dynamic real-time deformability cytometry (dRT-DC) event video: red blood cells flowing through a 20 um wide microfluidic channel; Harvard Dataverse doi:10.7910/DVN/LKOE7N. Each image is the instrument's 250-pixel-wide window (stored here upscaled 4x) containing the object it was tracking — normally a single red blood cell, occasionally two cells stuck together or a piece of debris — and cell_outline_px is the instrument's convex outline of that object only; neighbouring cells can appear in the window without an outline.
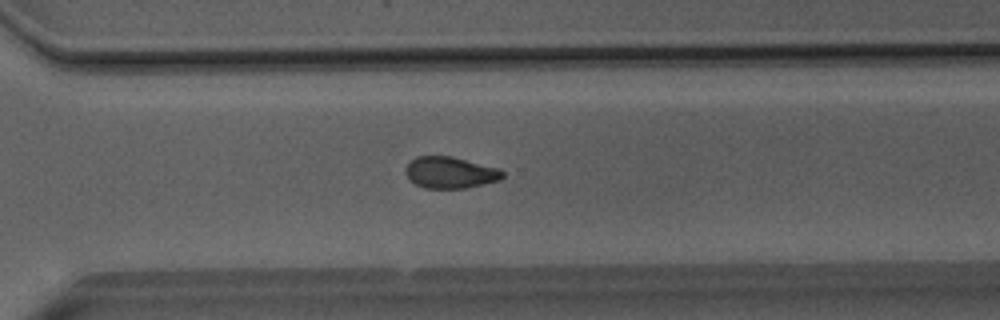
{"species": "Egyptian fruit bat (a non-hibernating species)", "species_latin": "Rousettus aegyptiacus", "temperature_condition": "room temperature", "stored_images_in_passage": 51, "camera_frame_rate_fps": 3000, "um_per_image_px": 0.085, "animal": {"sex": "male"}, "frame": {"image": 1, "passage_image": 37, "time_ms": 12.0, "image_size_px": [1000, 320], "cell_outline_px": [[504, 176], [500, 180], [464, 188], [424, 188], [416, 184], [404, 172], [404, 168], [416, 156], [452, 156], [500, 168], [504, 172]], "centroid_in_image_um": [38.28, 14.65], "position_along_channel_um": 332.3, "area_um2": 17.8}}
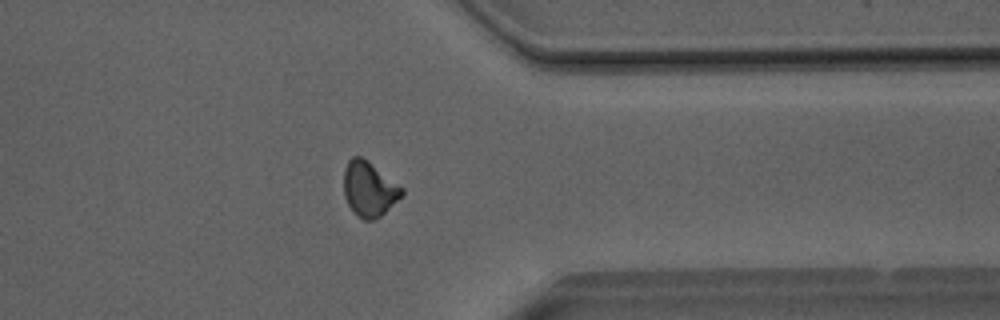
{"frame": {"image": 2, "passage_image": 41, "time_ms": 13.333, "image_size_px": [1000, 320], "cell_outline_px": [[404, 192], [380, 216], [372, 220], [364, 220], [356, 216], [352, 212], [344, 196], [344, 168], [348, 160], [352, 156], [360, 156], [404, 188]], "centroid_in_image_um": [31.33, 16.08], "position_along_channel_um": 380.1, "area_um2": 18.26}}
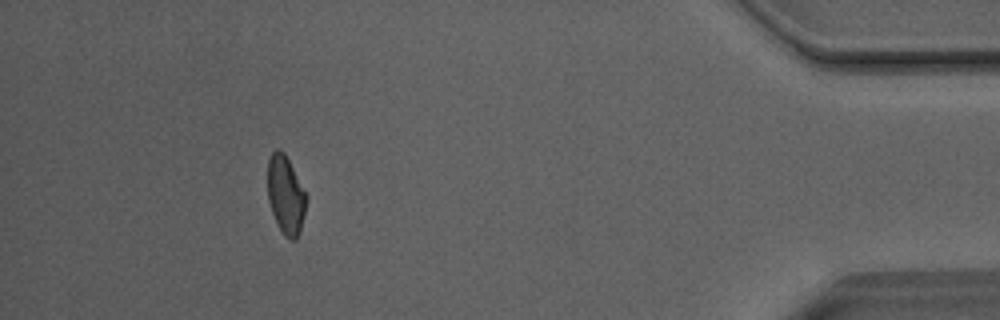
{"frame": {"image": 3, "passage_image": 47, "time_ms": 15.333, "image_size_px": [1000, 320], "cell_outline_px": [[308, 196], [300, 232], [296, 240], [292, 240], [284, 236], [272, 212], [268, 200], [268, 160], [272, 152], [276, 148], [280, 148], [284, 152]], "centroid_in_image_um": [24.29, 16.56], "position_along_channel_um": 410.9, "area_um2": 17.63}, "authors_computed_cell_mechanics": {"area_um2": 18.6116, "velocity_mm_per_s": 4.076, "shape_relaxation_time_tau1_ms": 11.1411, "shape_relaxation_time_tau2_ms": 2.4381, "deformation_change_tau1": 0.1963, "deformation_change_tau2": 0.0792}}